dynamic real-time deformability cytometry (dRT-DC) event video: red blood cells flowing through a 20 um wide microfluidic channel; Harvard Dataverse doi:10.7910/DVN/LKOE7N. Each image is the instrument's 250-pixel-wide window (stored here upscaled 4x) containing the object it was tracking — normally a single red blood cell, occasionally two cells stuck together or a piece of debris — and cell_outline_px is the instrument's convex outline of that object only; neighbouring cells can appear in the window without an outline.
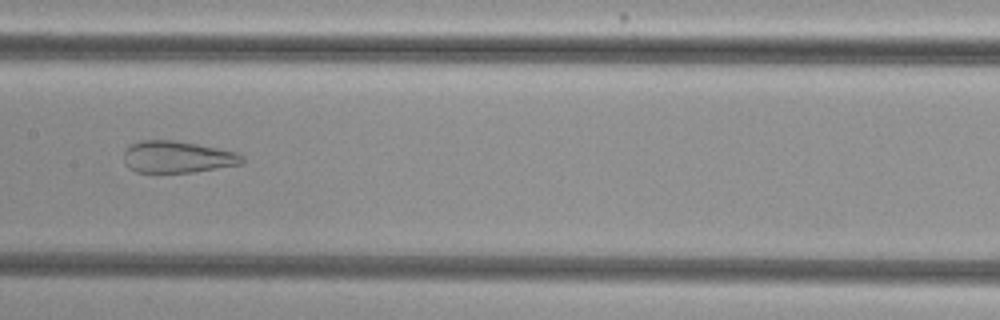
{"species": "common noctule bat (a hibernating species)", "species_latin": "Nyctalus noctula", "temperature_condition": "cold", "stored_images_in_passage": 54, "camera_frame_rate_fps": 3000, "um_per_image_px": 0.085, "animal": {"sex": "female", "body_mass_g": 29.2, "forearm_length_mm": 56.3}, "frame": {"image": 1, "passage_image": 28, "time_ms": 9.0, "image_size_px": [1000, 320], "cell_outline_px": [[244, 164], [192, 172], [136, 172], [128, 168], [124, 164], [124, 152], [132, 144], [144, 140], [172, 140], [196, 144], [236, 152], [244, 156]], "centroid_in_image_um": [15.09, 13.35], "position_along_channel_um": 192.3, "area_um2": 21.85}}
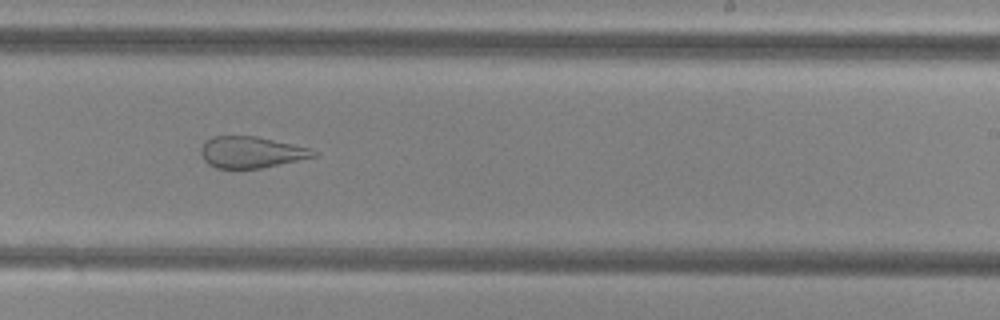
{"frame": {"image": 2, "passage_image": 34, "time_ms": 11.0, "image_size_px": [1000, 320], "cell_outline_px": [[320, 152], [316, 156], [260, 168], [216, 168], [208, 164], [204, 160], [200, 152], [200, 148], [212, 136], [256, 136], [312, 148]], "centroid_in_image_um": [21.37, 12.93], "position_along_channel_um": 267.6, "area_um2": 20.52}}
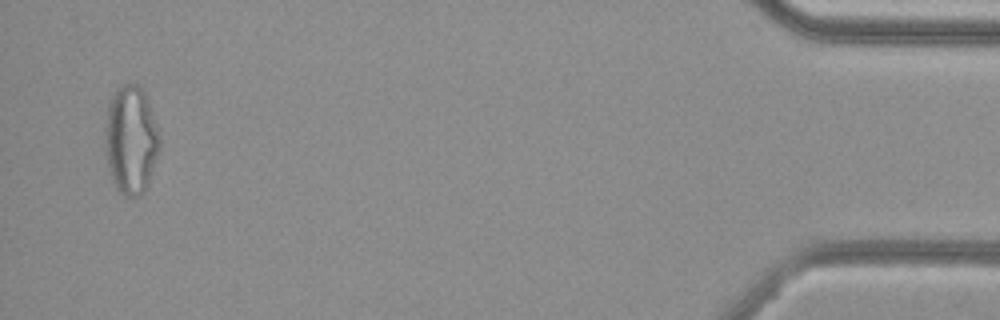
{"frame": {"image": 3, "passage_image": 53, "time_ms": 17.333, "image_size_px": [1000, 320], "cell_outline_px": [[160, 148], [148, 184], [144, 192], [140, 196], [124, 196], [116, 188], [112, 180], [108, 164], [104, 136], [108, 104], [112, 96], [124, 84], [136, 84], [144, 92], [160, 140]], "centroid_in_image_um": [11.11, 11.94], "position_along_channel_um": 424.1, "area_um2": 33.87}}